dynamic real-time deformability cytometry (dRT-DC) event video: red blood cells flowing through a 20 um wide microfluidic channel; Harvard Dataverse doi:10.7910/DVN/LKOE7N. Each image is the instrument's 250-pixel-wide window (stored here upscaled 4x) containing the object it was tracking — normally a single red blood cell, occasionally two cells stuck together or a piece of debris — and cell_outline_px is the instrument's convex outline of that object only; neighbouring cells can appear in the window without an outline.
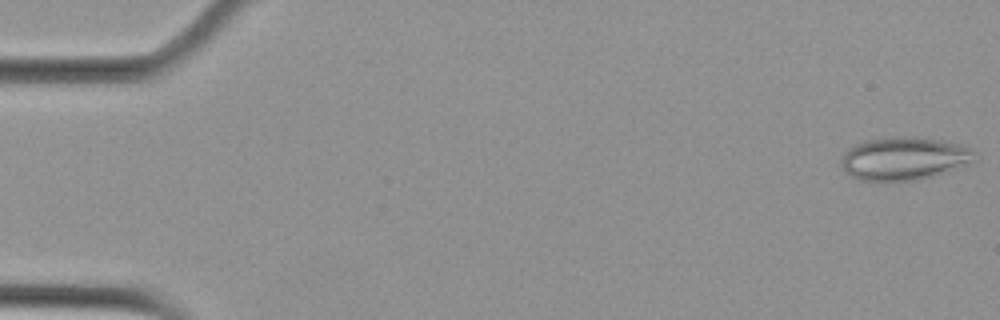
{"species": "Egyptian fruit bat (a non-hibernating species)", "species_latin": "Rousettus aegyptiacus", "temperature_condition": "cold", "stored_images_in_passage": 4, "camera_frame_rate_fps": 3000, "um_per_image_px": 0.085, "animal": {"sex": "female"}, "frame": {"image": 1, "passage_image": 1, "time_ms": 0.0, "image_size_px": [1000, 320], "cell_outline_px": [[976, 160], [972, 164], [948, 172], [916, 180], [860, 180], [852, 176], [840, 164], [840, 160], [844, 152], [848, 148], [864, 140], [892, 136], [916, 136], [940, 140], [960, 144], [976, 152]], "centroid_in_image_um": [76.89, 13.45], "position_along_channel_um": 8.1, "area_um2": 33.81}}